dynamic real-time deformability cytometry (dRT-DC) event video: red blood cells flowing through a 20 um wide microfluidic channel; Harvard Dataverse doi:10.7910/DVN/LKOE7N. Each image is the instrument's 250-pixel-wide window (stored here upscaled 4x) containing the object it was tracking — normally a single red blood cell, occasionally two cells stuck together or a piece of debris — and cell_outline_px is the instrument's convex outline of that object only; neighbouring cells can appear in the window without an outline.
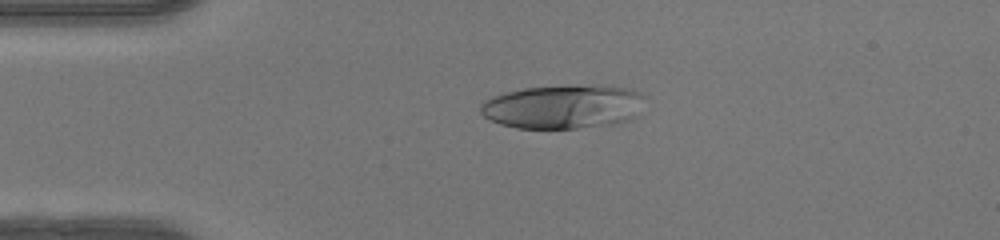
{"species": "human", "species_latin": "Homo sapiens", "temperature_condition": "warm", "stored_images_in_passage": 49, "camera_frame_rate_fps": 3000, "um_per_image_px": 0.085, "donor": {"sex": "female"}, "frame": {"image": 1, "passage_image": 11, "time_ms": 3.333, "image_size_px": [1000, 240], "cell_outline_px": [[644, 96], [636, 116], [628, 120], [612, 124], [576, 128], [516, 128], [500, 124], [484, 116], [480, 112], [480, 104], [484, 100], [492, 96], [524, 88], [632, 88], [640, 92]], "centroid_in_image_um": [47.81, 9.12], "position_along_channel_um": 37.2, "area_um2": 40.58}}
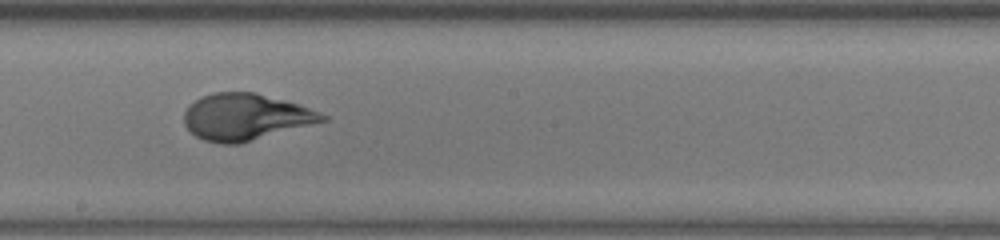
{"frame": {"image": 2, "passage_image": 27, "time_ms": 8.667, "image_size_px": [1000, 240], "cell_outline_px": [[328, 120], [240, 144], [220, 144], [204, 140], [196, 136], [184, 124], [184, 112], [188, 104], [200, 96], [212, 92], [256, 92], [300, 104], [320, 112], [328, 116]], "centroid_in_image_um": [20.87, 9.93], "position_along_channel_um": 227.3, "area_um2": 37.86}}
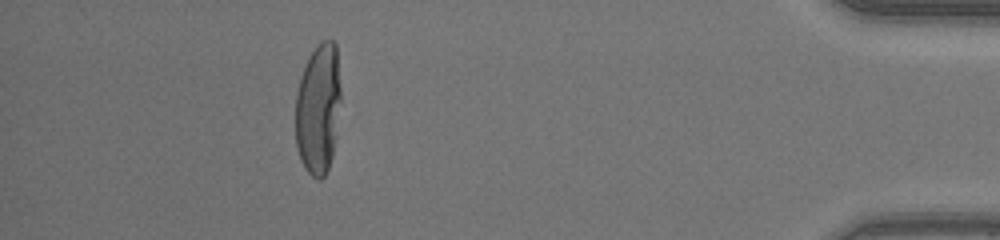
{"frame": {"image": 3, "passage_image": 44, "time_ms": 14.333, "image_size_px": [1000, 240], "cell_outline_px": [[340, 100], [336, 136], [332, 156], [328, 168], [324, 176], [320, 180], [316, 180], [304, 168], [300, 160], [296, 144], [296, 92], [308, 56], [316, 44], [320, 40], [332, 40], [336, 44], [340, 88]], "centroid_in_image_um": [27.05, 9.25], "position_along_channel_um": 408.2, "area_um2": 34.74}, "authors_computed_cell_mechanics": {"area_um2": 37.6278, "velocity_mm_per_s": 4.208, "shape_relaxation_time_tau1_ms": 5.8264, "shape_relaxation_time_tau2_ms": null, "deformation_change_tau1": 0.3006, "deformation_change_tau2": null}}